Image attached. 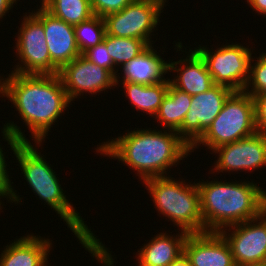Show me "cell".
Segmentation results:
<instances>
[{
	"label": "cell",
	"instance_id": "obj_1",
	"mask_svg": "<svg viewBox=\"0 0 266 266\" xmlns=\"http://www.w3.org/2000/svg\"><path fill=\"white\" fill-rule=\"evenodd\" d=\"M2 136L10 145L13 154L19 162L23 176L33 192L43 199L50 208L59 214L66 222L75 237L79 239L85 250H88L97 261L104 266H114V259L105 245L100 242L91 229L84 223V219L75 211L71 202L66 198L61 188L59 177L44 159L38 149L34 147L23 134L20 126L14 122L4 124ZM37 149V150H36Z\"/></svg>",
	"mask_w": 266,
	"mask_h": 266
},
{
	"label": "cell",
	"instance_id": "obj_2",
	"mask_svg": "<svg viewBox=\"0 0 266 266\" xmlns=\"http://www.w3.org/2000/svg\"><path fill=\"white\" fill-rule=\"evenodd\" d=\"M1 80L2 97L6 96L14 104L40 147L51 125L71 104L59 75L11 72Z\"/></svg>",
	"mask_w": 266,
	"mask_h": 266
},
{
	"label": "cell",
	"instance_id": "obj_3",
	"mask_svg": "<svg viewBox=\"0 0 266 266\" xmlns=\"http://www.w3.org/2000/svg\"><path fill=\"white\" fill-rule=\"evenodd\" d=\"M149 129H134L104 142L96 150L133 168L140 180L167 176L168 169L191 154V147L176 131Z\"/></svg>",
	"mask_w": 266,
	"mask_h": 266
},
{
	"label": "cell",
	"instance_id": "obj_4",
	"mask_svg": "<svg viewBox=\"0 0 266 266\" xmlns=\"http://www.w3.org/2000/svg\"><path fill=\"white\" fill-rule=\"evenodd\" d=\"M204 232L222 229L259 217L265 211L266 190L253 182L197 183Z\"/></svg>",
	"mask_w": 266,
	"mask_h": 266
},
{
	"label": "cell",
	"instance_id": "obj_5",
	"mask_svg": "<svg viewBox=\"0 0 266 266\" xmlns=\"http://www.w3.org/2000/svg\"><path fill=\"white\" fill-rule=\"evenodd\" d=\"M157 211L189 234L203 233L200 193L197 183L186 184L173 177L159 176L143 181Z\"/></svg>",
	"mask_w": 266,
	"mask_h": 266
},
{
	"label": "cell",
	"instance_id": "obj_6",
	"mask_svg": "<svg viewBox=\"0 0 266 266\" xmlns=\"http://www.w3.org/2000/svg\"><path fill=\"white\" fill-rule=\"evenodd\" d=\"M256 132L253 98L244 91H234L209 128L191 147V152L201 144L213 151Z\"/></svg>",
	"mask_w": 266,
	"mask_h": 266
},
{
	"label": "cell",
	"instance_id": "obj_7",
	"mask_svg": "<svg viewBox=\"0 0 266 266\" xmlns=\"http://www.w3.org/2000/svg\"><path fill=\"white\" fill-rule=\"evenodd\" d=\"M167 0H134L119 12L103 17L106 34L144 40L154 44L151 34L157 27Z\"/></svg>",
	"mask_w": 266,
	"mask_h": 266
},
{
	"label": "cell",
	"instance_id": "obj_8",
	"mask_svg": "<svg viewBox=\"0 0 266 266\" xmlns=\"http://www.w3.org/2000/svg\"><path fill=\"white\" fill-rule=\"evenodd\" d=\"M195 50L204 59L214 84L228 87L233 91H243L253 57L251 48L232 43L223 45L214 52L205 46L197 47Z\"/></svg>",
	"mask_w": 266,
	"mask_h": 266
},
{
	"label": "cell",
	"instance_id": "obj_9",
	"mask_svg": "<svg viewBox=\"0 0 266 266\" xmlns=\"http://www.w3.org/2000/svg\"><path fill=\"white\" fill-rule=\"evenodd\" d=\"M16 38V54L21 64L11 72L51 74V58L42 22L32 13L25 15ZM20 32V33H19Z\"/></svg>",
	"mask_w": 266,
	"mask_h": 266
},
{
	"label": "cell",
	"instance_id": "obj_10",
	"mask_svg": "<svg viewBox=\"0 0 266 266\" xmlns=\"http://www.w3.org/2000/svg\"><path fill=\"white\" fill-rule=\"evenodd\" d=\"M219 233L229 244L236 266L266 264L265 211L255 219L229 226Z\"/></svg>",
	"mask_w": 266,
	"mask_h": 266
},
{
	"label": "cell",
	"instance_id": "obj_11",
	"mask_svg": "<svg viewBox=\"0 0 266 266\" xmlns=\"http://www.w3.org/2000/svg\"><path fill=\"white\" fill-rule=\"evenodd\" d=\"M233 92L228 87L214 84L208 91L192 96L189 111L176 131L190 147L209 128Z\"/></svg>",
	"mask_w": 266,
	"mask_h": 266
},
{
	"label": "cell",
	"instance_id": "obj_12",
	"mask_svg": "<svg viewBox=\"0 0 266 266\" xmlns=\"http://www.w3.org/2000/svg\"><path fill=\"white\" fill-rule=\"evenodd\" d=\"M70 101L83 92L97 94L116 86V76L88 59L82 54L64 65L58 72Z\"/></svg>",
	"mask_w": 266,
	"mask_h": 266
},
{
	"label": "cell",
	"instance_id": "obj_13",
	"mask_svg": "<svg viewBox=\"0 0 266 266\" xmlns=\"http://www.w3.org/2000/svg\"><path fill=\"white\" fill-rule=\"evenodd\" d=\"M218 154L215 161V170L223 171H249L266 167V134L256 132L255 134L222 145L212 151Z\"/></svg>",
	"mask_w": 266,
	"mask_h": 266
},
{
	"label": "cell",
	"instance_id": "obj_14",
	"mask_svg": "<svg viewBox=\"0 0 266 266\" xmlns=\"http://www.w3.org/2000/svg\"><path fill=\"white\" fill-rule=\"evenodd\" d=\"M43 24L51 58V74L81 55L74 33V26L58 19L42 6L33 13Z\"/></svg>",
	"mask_w": 266,
	"mask_h": 266
},
{
	"label": "cell",
	"instance_id": "obj_15",
	"mask_svg": "<svg viewBox=\"0 0 266 266\" xmlns=\"http://www.w3.org/2000/svg\"><path fill=\"white\" fill-rule=\"evenodd\" d=\"M183 253L191 266H236L230 246L219 232L188 234Z\"/></svg>",
	"mask_w": 266,
	"mask_h": 266
},
{
	"label": "cell",
	"instance_id": "obj_16",
	"mask_svg": "<svg viewBox=\"0 0 266 266\" xmlns=\"http://www.w3.org/2000/svg\"><path fill=\"white\" fill-rule=\"evenodd\" d=\"M188 53V58L171 63L169 61V72L179 73L169 81L173 87L193 96L208 91L214 83L201 55L195 49H190ZM177 64H182V67Z\"/></svg>",
	"mask_w": 266,
	"mask_h": 266
},
{
	"label": "cell",
	"instance_id": "obj_17",
	"mask_svg": "<svg viewBox=\"0 0 266 266\" xmlns=\"http://www.w3.org/2000/svg\"><path fill=\"white\" fill-rule=\"evenodd\" d=\"M50 239L33 234L20 237L6 245L0 254V266H48Z\"/></svg>",
	"mask_w": 266,
	"mask_h": 266
},
{
	"label": "cell",
	"instance_id": "obj_18",
	"mask_svg": "<svg viewBox=\"0 0 266 266\" xmlns=\"http://www.w3.org/2000/svg\"><path fill=\"white\" fill-rule=\"evenodd\" d=\"M148 45L137 57L124 64L122 70V83H137L152 85L163 82L164 74L169 72V63L161 58L160 54Z\"/></svg>",
	"mask_w": 266,
	"mask_h": 266
},
{
	"label": "cell",
	"instance_id": "obj_19",
	"mask_svg": "<svg viewBox=\"0 0 266 266\" xmlns=\"http://www.w3.org/2000/svg\"><path fill=\"white\" fill-rule=\"evenodd\" d=\"M176 236L168 233H159L138 251L137 266H169L183 254L188 232L179 230Z\"/></svg>",
	"mask_w": 266,
	"mask_h": 266
},
{
	"label": "cell",
	"instance_id": "obj_20",
	"mask_svg": "<svg viewBox=\"0 0 266 266\" xmlns=\"http://www.w3.org/2000/svg\"><path fill=\"white\" fill-rule=\"evenodd\" d=\"M191 102V95L178 90L169 83L167 94L153 118L162 124V128L177 131L189 111Z\"/></svg>",
	"mask_w": 266,
	"mask_h": 266
},
{
	"label": "cell",
	"instance_id": "obj_21",
	"mask_svg": "<svg viewBox=\"0 0 266 266\" xmlns=\"http://www.w3.org/2000/svg\"><path fill=\"white\" fill-rule=\"evenodd\" d=\"M169 79L152 85L121 83L132 106L149 116H155L169 88Z\"/></svg>",
	"mask_w": 266,
	"mask_h": 266
},
{
	"label": "cell",
	"instance_id": "obj_22",
	"mask_svg": "<svg viewBox=\"0 0 266 266\" xmlns=\"http://www.w3.org/2000/svg\"><path fill=\"white\" fill-rule=\"evenodd\" d=\"M40 2L51 15L72 26L94 16L90 0H41Z\"/></svg>",
	"mask_w": 266,
	"mask_h": 266
},
{
	"label": "cell",
	"instance_id": "obj_23",
	"mask_svg": "<svg viewBox=\"0 0 266 266\" xmlns=\"http://www.w3.org/2000/svg\"><path fill=\"white\" fill-rule=\"evenodd\" d=\"M103 41L110 57L113 59L115 67H121L137 57L148 44L141 39L121 38L105 34Z\"/></svg>",
	"mask_w": 266,
	"mask_h": 266
},
{
	"label": "cell",
	"instance_id": "obj_24",
	"mask_svg": "<svg viewBox=\"0 0 266 266\" xmlns=\"http://www.w3.org/2000/svg\"><path fill=\"white\" fill-rule=\"evenodd\" d=\"M76 44L81 54L101 43L106 34L103 17L94 15L74 26Z\"/></svg>",
	"mask_w": 266,
	"mask_h": 266
},
{
	"label": "cell",
	"instance_id": "obj_25",
	"mask_svg": "<svg viewBox=\"0 0 266 266\" xmlns=\"http://www.w3.org/2000/svg\"><path fill=\"white\" fill-rule=\"evenodd\" d=\"M253 59L250 62L248 81L243 89L251 97L266 94V53L262 52L257 60ZM253 61H256V63L252 64Z\"/></svg>",
	"mask_w": 266,
	"mask_h": 266
},
{
	"label": "cell",
	"instance_id": "obj_26",
	"mask_svg": "<svg viewBox=\"0 0 266 266\" xmlns=\"http://www.w3.org/2000/svg\"><path fill=\"white\" fill-rule=\"evenodd\" d=\"M82 55L92 63L112 72L116 76V85L119 84V70L115 68L113 59L110 57L104 41L97 44L95 47L87 49Z\"/></svg>",
	"mask_w": 266,
	"mask_h": 266
},
{
	"label": "cell",
	"instance_id": "obj_27",
	"mask_svg": "<svg viewBox=\"0 0 266 266\" xmlns=\"http://www.w3.org/2000/svg\"><path fill=\"white\" fill-rule=\"evenodd\" d=\"M3 148H1L0 145V199L2 197H7V201H11L13 202H21V198H19V196L17 195V193H15L16 191H14L13 187L11 186V181L8 175V172L6 170V166L7 164L5 163L6 159L4 157V153H3ZM1 202H0V209H1Z\"/></svg>",
	"mask_w": 266,
	"mask_h": 266
},
{
	"label": "cell",
	"instance_id": "obj_28",
	"mask_svg": "<svg viewBox=\"0 0 266 266\" xmlns=\"http://www.w3.org/2000/svg\"><path fill=\"white\" fill-rule=\"evenodd\" d=\"M134 0H90L94 15L104 17L119 12Z\"/></svg>",
	"mask_w": 266,
	"mask_h": 266
},
{
	"label": "cell",
	"instance_id": "obj_29",
	"mask_svg": "<svg viewBox=\"0 0 266 266\" xmlns=\"http://www.w3.org/2000/svg\"><path fill=\"white\" fill-rule=\"evenodd\" d=\"M252 98L254 101L256 130L266 134V94L255 95Z\"/></svg>",
	"mask_w": 266,
	"mask_h": 266
},
{
	"label": "cell",
	"instance_id": "obj_30",
	"mask_svg": "<svg viewBox=\"0 0 266 266\" xmlns=\"http://www.w3.org/2000/svg\"><path fill=\"white\" fill-rule=\"evenodd\" d=\"M247 3L255 12L257 11L258 14L266 16V0H247Z\"/></svg>",
	"mask_w": 266,
	"mask_h": 266
},
{
	"label": "cell",
	"instance_id": "obj_31",
	"mask_svg": "<svg viewBox=\"0 0 266 266\" xmlns=\"http://www.w3.org/2000/svg\"><path fill=\"white\" fill-rule=\"evenodd\" d=\"M18 0H0V19L4 18L5 14L13 8V4Z\"/></svg>",
	"mask_w": 266,
	"mask_h": 266
},
{
	"label": "cell",
	"instance_id": "obj_32",
	"mask_svg": "<svg viewBox=\"0 0 266 266\" xmlns=\"http://www.w3.org/2000/svg\"><path fill=\"white\" fill-rule=\"evenodd\" d=\"M169 266H191L188 258L183 253L176 260H174Z\"/></svg>",
	"mask_w": 266,
	"mask_h": 266
},
{
	"label": "cell",
	"instance_id": "obj_33",
	"mask_svg": "<svg viewBox=\"0 0 266 266\" xmlns=\"http://www.w3.org/2000/svg\"><path fill=\"white\" fill-rule=\"evenodd\" d=\"M250 266H266V264H262V265H250Z\"/></svg>",
	"mask_w": 266,
	"mask_h": 266
},
{
	"label": "cell",
	"instance_id": "obj_34",
	"mask_svg": "<svg viewBox=\"0 0 266 266\" xmlns=\"http://www.w3.org/2000/svg\"><path fill=\"white\" fill-rule=\"evenodd\" d=\"M1 81H2V80H1V76H0V94H1Z\"/></svg>",
	"mask_w": 266,
	"mask_h": 266
}]
</instances>
